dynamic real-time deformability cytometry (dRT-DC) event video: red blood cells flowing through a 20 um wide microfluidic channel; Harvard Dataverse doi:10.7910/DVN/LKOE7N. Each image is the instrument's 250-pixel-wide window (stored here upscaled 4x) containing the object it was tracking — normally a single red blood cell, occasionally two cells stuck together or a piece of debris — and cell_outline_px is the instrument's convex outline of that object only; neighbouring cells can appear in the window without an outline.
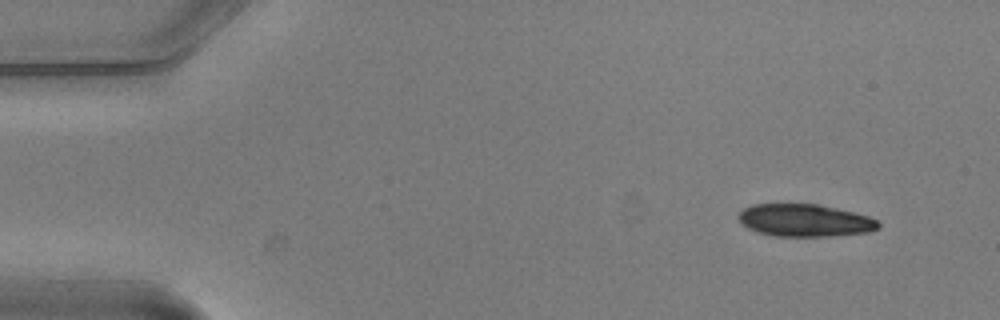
{"species": "common noctule bat (a hibernating species)", "species_latin": "Nyctalus noctula", "temperature_condition": "warm", "stored_images_in_passage": 4, "camera_frame_rate_fps": 3000, "um_per_image_px": 0.085, "animal": {"sex": "male", "body_mass_g": 20.5, "forearm_length_mm": 52.5}, "frame": {"image": 1, "passage_image": 1, "time_ms": 0.0, "image_size_px": [1000, 320], "cell_outline_px": [[880, 228], [868, 232], [832, 236], [776, 236], [760, 232], [748, 228], [736, 216], [744, 208], [752, 204], [816, 204], [836, 208], [868, 216], [876, 220], [880, 224]], "centroid_in_image_um": [68.41, 18.73], "position_along_channel_um": 16.6, "area_um2": 26.24}}